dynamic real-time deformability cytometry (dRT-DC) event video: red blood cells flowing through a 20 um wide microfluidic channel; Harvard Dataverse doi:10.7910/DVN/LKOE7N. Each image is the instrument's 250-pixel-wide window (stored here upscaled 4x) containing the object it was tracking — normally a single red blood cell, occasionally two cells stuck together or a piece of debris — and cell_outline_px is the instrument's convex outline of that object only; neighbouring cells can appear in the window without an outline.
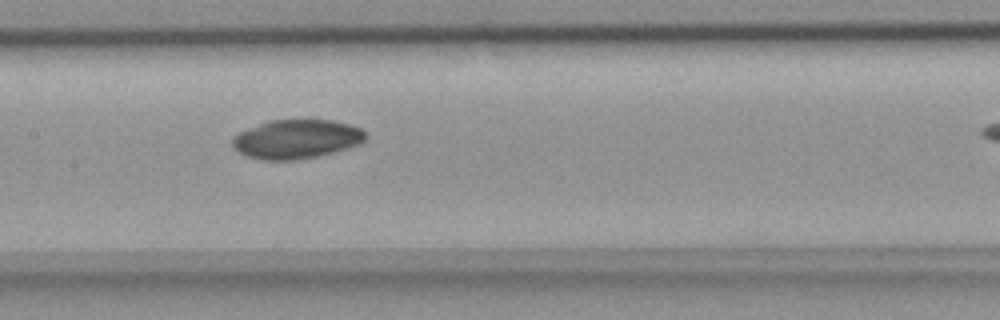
{"species": "common noctule bat (a hibernating species)", "species_latin": "Nyctalus noctula", "temperature_condition": "room temperature", "stored_images_in_passage": 11, "camera_frame_rate_fps": 3000, "um_per_image_px": 0.085, "animal": {"sex": "female", "body_mass_g": 18.4}, "frame": {"image": 1, "passage_image": 8, "time_ms": 2.333, "image_size_px": [1000, 320], "cell_outline_px": [[368, 136], [360, 144], [332, 152], [316, 156], [292, 160], [264, 160], [248, 156], [232, 148], [232, 136], [240, 132], [268, 120], [308, 116], [332, 120], [348, 124], [360, 128]], "centroid_in_image_um": [25.2, 11.77], "position_along_channel_um": 182.2, "area_um2": 30.98}}
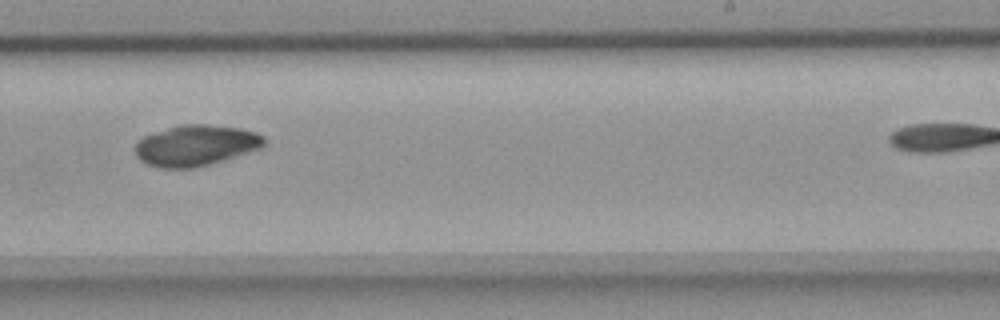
{"frame": {"image": 2, "passage_image": 10, "time_ms": 3.0, "image_size_px": [1000, 320], "cell_outline_px": [[264, 144], [260, 148], [224, 160], [192, 168], [160, 168], [148, 164], [140, 160], [136, 156], [136, 144], [144, 136], [180, 124], [208, 124], [240, 128], [256, 132], [264, 136]], "centroid_in_image_um": [16.65, 12.36], "position_along_channel_um": 272.4, "area_um2": 30.46}}